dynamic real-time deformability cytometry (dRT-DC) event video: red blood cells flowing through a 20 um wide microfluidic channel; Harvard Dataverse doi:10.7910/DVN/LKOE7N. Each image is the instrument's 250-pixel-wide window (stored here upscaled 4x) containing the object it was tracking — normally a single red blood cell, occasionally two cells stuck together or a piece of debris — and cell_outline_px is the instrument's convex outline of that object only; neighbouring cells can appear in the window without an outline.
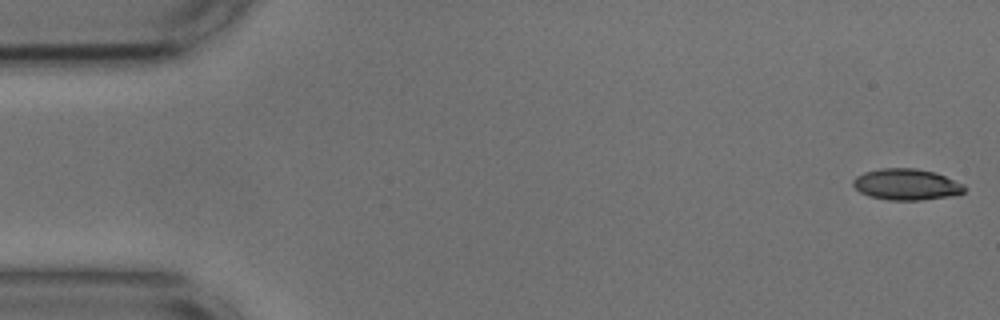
{"species": "common noctule bat (a hibernating species)", "species_latin": "Nyctalus noctula", "temperature_condition": "cold", "stored_images_in_passage": 54, "camera_frame_rate_fps": 3000, "um_per_image_px": 0.085, "animal": {"sex": "male", "body_mass_g": 17.9, "forearm_length_mm": 54.2}, "frame": {"image": 1, "passage_image": 1, "time_ms": 0.0, "image_size_px": [1000, 320], "cell_outline_px": [[968, 188], [960, 196], [920, 200], [888, 200], [868, 196], [860, 192], [852, 184], [852, 180], [856, 176], [864, 172], [880, 168], [916, 168], [936, 172], [964, 184]], "centroid_in_image_um": [77.1, 15.68], "position_along_channel_um": 7.9, "area_um2": 20.75}}
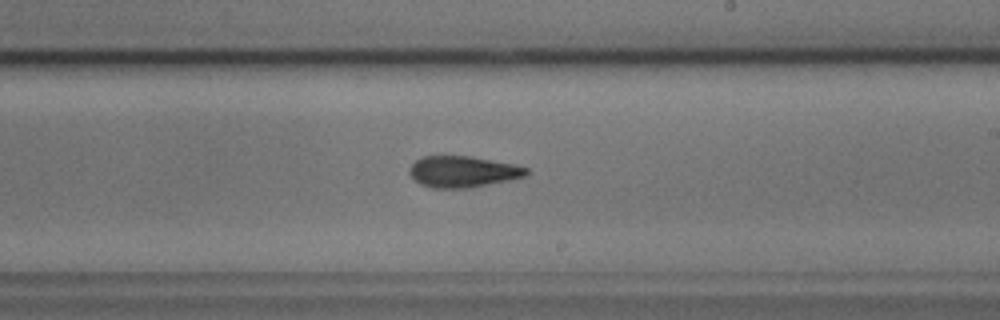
{"frame": {"image": 2, "passage_image": 31, "time_ms": 10.0, "image_size_px": [1000, 320], "cell_outline_px": [[528, 172], [524, 176], [508, 180], [472, 188], [432, 188], [420, 184], [408, 172], [412, 164], [416, 160], [424, 156], [472, 156], [516, 164], [528, 168]], "centroid_in_image_um": [39.35, 14.59], "position_along_channel_um": 249.6, "area_um2": 21.33}}
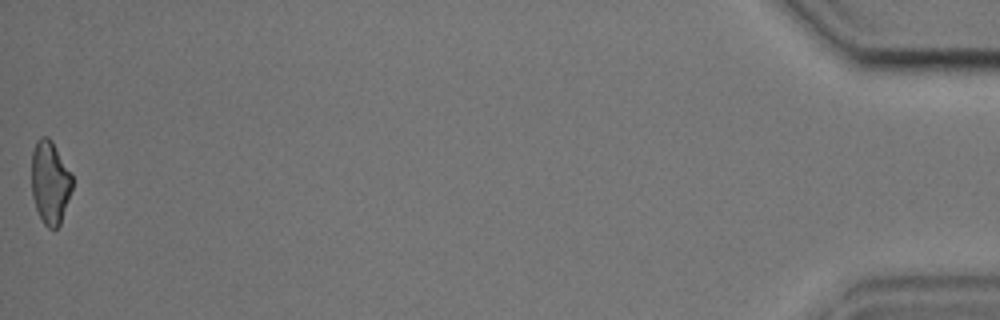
{"frame": {"image": 3, "passage_image": 54, "time_ms": 17.667, "image_size_px": [1000, 320], "cell_outline_px": [[72, 188], [60, 224], [56, 228], [48, 228], [44, 224], [36, 208], [32, 196], [32, 152], [36, 140], [40, 136], [48, 136], [52, 140], [72, 176]], "centroid_in_image_um": [4.24, 15.48], "position_along_channel_um": 431.0, "area_um2": 19.54}, "authors_computed_cell_mechanics": {"area_um2": 20.9525, "velocity_mm_per_s": 3.6616, "shape_relaxation_time_tau1_ms": 7.62, "shape_relaxation_time_tau2_ms": 4.5345, "deformation_change_tau1": 0.188, "deformation_change_tau2": 0.1276}}